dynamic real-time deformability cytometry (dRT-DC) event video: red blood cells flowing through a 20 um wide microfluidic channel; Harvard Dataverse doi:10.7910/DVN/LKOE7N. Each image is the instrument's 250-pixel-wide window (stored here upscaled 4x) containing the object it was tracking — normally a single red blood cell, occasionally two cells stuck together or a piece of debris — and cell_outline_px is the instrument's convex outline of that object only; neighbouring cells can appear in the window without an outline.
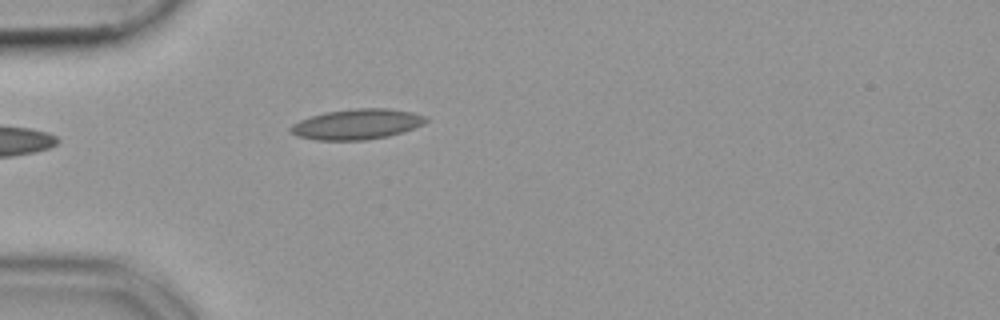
{"species": "common noctule bat (a hibernating species)", "species_latin": "Nyctalus noctula", "temperature_condition": "cold", "stored_images_in_passage": 5, "camera_frame_rate_fps": 3000, "um_per_image_px": 0.085, "animal": {"sex": "female", "body_mass_g": 19.9}, "frame": {"image": 1, "passage_image": 1, "time_ms": 0.0, "image_size_px": [1000, 320], "cell_outline_px": [[428, 120], [424, 124], [388, 136], [364, 140], [316, 140], [300, 136], [292, 132], [288, 128], [292, 124], [300, 120], [324, 112], [356, 108], [388, 108], [412, 112], [424, 116]], "centroid_in_image_um": [30.33, 10.55], "position_along_channel_um": 54.7, "area_um2": 23.7}}